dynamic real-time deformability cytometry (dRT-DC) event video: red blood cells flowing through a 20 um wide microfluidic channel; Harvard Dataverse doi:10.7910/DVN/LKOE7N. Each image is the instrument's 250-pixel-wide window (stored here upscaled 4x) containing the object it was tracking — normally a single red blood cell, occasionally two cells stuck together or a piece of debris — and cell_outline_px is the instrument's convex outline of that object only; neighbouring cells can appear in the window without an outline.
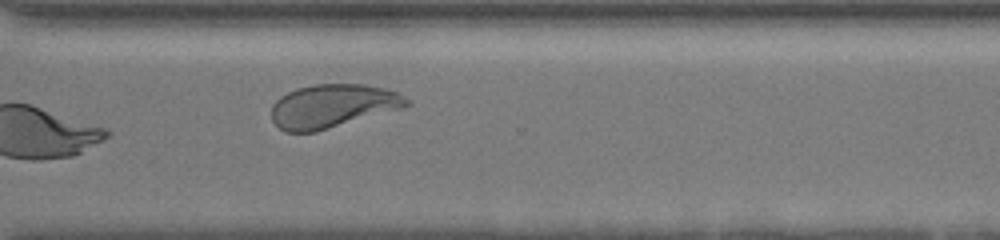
{"species": "human", "species_latin": "Homo sapiens", "temperature_condition": "room temperature", "stored_images_in_passage": 25, "camera_frame_rate_fps": 3000, "um_per_image_px": 0.085, "donor": {"sex": "female"}, "frame": {"image": 1, "passage_image": 25, "time_ms": 13.667, "image_size_px": [1000, 240], "cell_outline_px": [[412, 104], [404, 108], [316, 132], [284, 132], [272, 120], [272, 104], [280, 96], [296, 88], [312, 84], [364, 84], [388, 88], [404, 96]], "centroid_in_image_um": [28.29, 9.01], "position_along_channel_um": 342.3, "area_um2": 34.62}}